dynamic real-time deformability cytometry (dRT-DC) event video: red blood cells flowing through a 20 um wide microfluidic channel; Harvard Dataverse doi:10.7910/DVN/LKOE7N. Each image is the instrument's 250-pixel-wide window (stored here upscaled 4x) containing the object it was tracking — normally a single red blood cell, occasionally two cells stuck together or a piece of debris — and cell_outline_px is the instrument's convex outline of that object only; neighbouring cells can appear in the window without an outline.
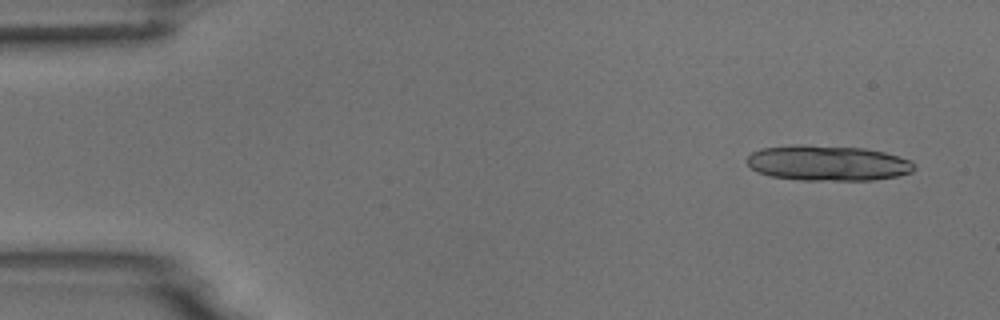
{"species": "common noctule bat (a hibernating species)", "species_latin": "Nyctalus noctula", "temperature_condition": "room temperature", "stored_images_in_passage": 7, "camera_frame_rate_fps": 3000, "um_per_image_px": 0.085, "animal": {"sex": "male", "body_mass_g": 18.8}, "frame": {"image": 1, "passage_image": 1, "time_ms": 0.0, "image_size_px": [1000, 320], "cell_outline_px": [[916, 168], [912, 172], [896, 176], [872, 180], [800, 180], [768, 176], [756, 172], [744, 160], [752, 152], [760, 148], [788, 144], [804, 144], [864, 148], [884, 152], [912, 160], [916, 164]], "centroid_in_image_um": [70.32, 13.85], "position_along_channel_um": 14.7, "area_um2": 35.08}}
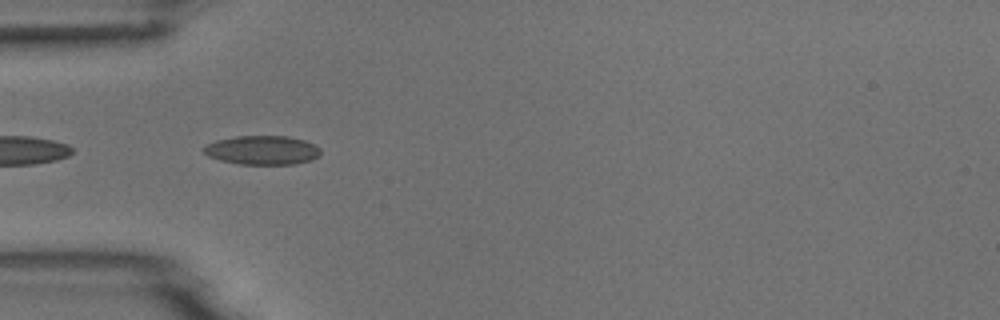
{"frame": {"image": 2, "passage_image": 5, "time_ms": 4.333, "image_size_px": [1000, 320], "cell_outline_px": [[320, 156], [312, 160], [292, 164], [236, 164], [220, 160], [208, 156], [204, 152], [204, 148], [208, 144], [216, 140], [236, 136], [288, 136], [304, 140], [316, 144], [320, 148]], "centroid_in_image_um": [22.33, 12.76], "position_along_channel_um": 62.7, "area_um2": 19.83}}